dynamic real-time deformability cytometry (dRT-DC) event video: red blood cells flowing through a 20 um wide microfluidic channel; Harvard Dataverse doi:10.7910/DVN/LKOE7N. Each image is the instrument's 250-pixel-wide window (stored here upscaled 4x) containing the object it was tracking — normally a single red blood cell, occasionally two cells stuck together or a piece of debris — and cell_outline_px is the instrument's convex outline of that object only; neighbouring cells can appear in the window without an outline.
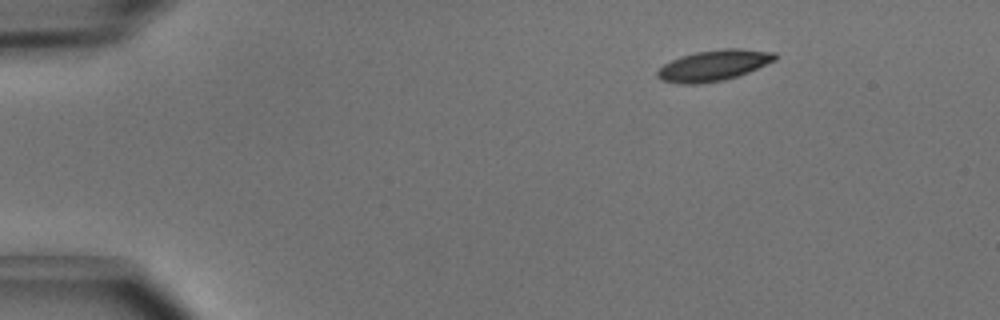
{"species": "common noctule bat (a hibernating species)", "species_latin": "Nyctalus noctula", "temperature_condition": "cold", "stored_images_in_passage": 3, "camera_frame_rate_fps": 3000, "um_per_image_px": 0.085, "animal": {"sex": "male", "body_mass_g": 15.6}, "frame": {"image": 1, "passage_image": 1, "time_ms": 0.0, "image_size_px": [1000, 320], "cell_outline_px": [[776, 60], [748, 72], [724, 80], [700, 84], [680, 84], [660, 80], [656, 76], [656, 72], [664, 64], [680, 56], [696, 52], [724, 48], [740, 48], [776, 52]], "centroid_in_image_um": [60.65, 5.56], "position_along_channel_um": 24.4, "area_um2": 21.21}}